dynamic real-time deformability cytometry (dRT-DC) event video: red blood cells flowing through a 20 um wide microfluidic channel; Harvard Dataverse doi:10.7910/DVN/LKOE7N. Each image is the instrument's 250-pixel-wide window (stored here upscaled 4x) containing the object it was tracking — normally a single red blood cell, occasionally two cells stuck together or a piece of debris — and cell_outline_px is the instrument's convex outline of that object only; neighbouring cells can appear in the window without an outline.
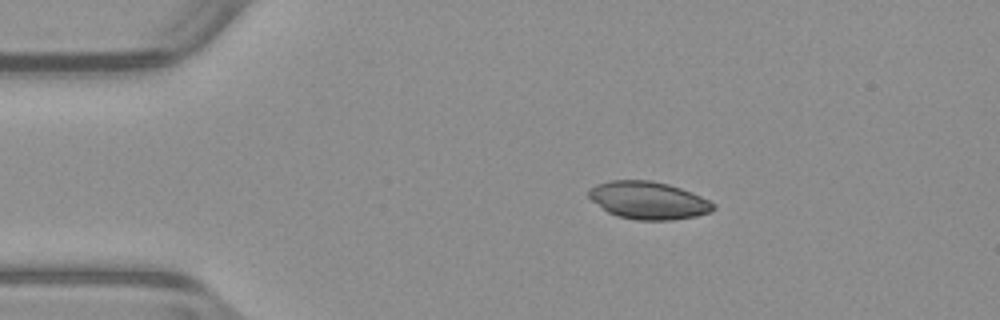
{"species": "common noctule bat (a hibernating species)", "species_latin": "Nyctalus noctula", "temperature_condition": "warm", "stored_images_in_passage": 43, "camera_frame_rate_fps": 3000, "um_per_image_px": 0.085, "animal": {"sex": "male", "body_mass_g": 23.1, "forearm_length_mm": 52.7}, "frame": {"image": 1, "passage_image": 1, "time_ms": 0.0, "image_size_px": [1000, 320], "cell_outline_px": [[716, 208], [712, 212], [696, 216], [672, 220], [636, 220], [616, 216], [608, 212], [592, 200], [588, 196], [588, 188], [596, 184], [612, 180], [652, 180], [668, 184], [692, 192], [716, 204]], "centroid_in_image_um": [55.12, 17.03], "position_along_channel_um": 29.9, "area_um2": 27.46}}
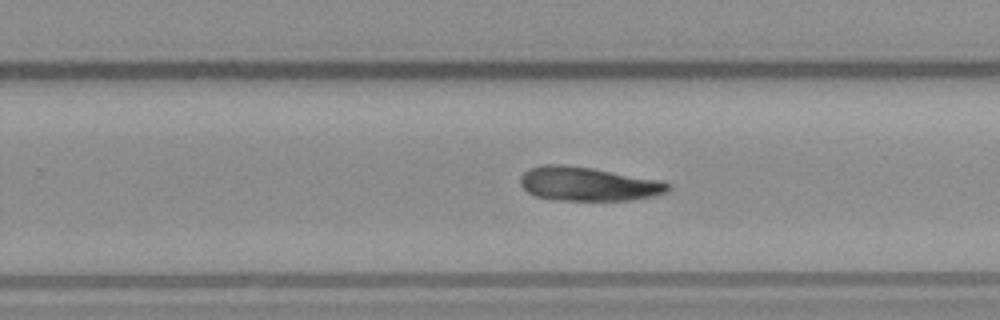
{"frame": {"image": 2, "passage_image": 24, "time_ms": 7.667, "image_size_px": [1000, 320], "cell_outline_px": [[672, 188], [668, 192], [652, 196], [632, 200], [552, 200], [536, 196], [528, 192], [520, 184], [520, 176], [528, 168], [540, 164], [560, 164], [592, 168], [660, 180], [672, 184]], "centroid_in_image_um": [49.98, 15.63], "position_along_channel_um": 279.8, "area_um2": 29.42}}
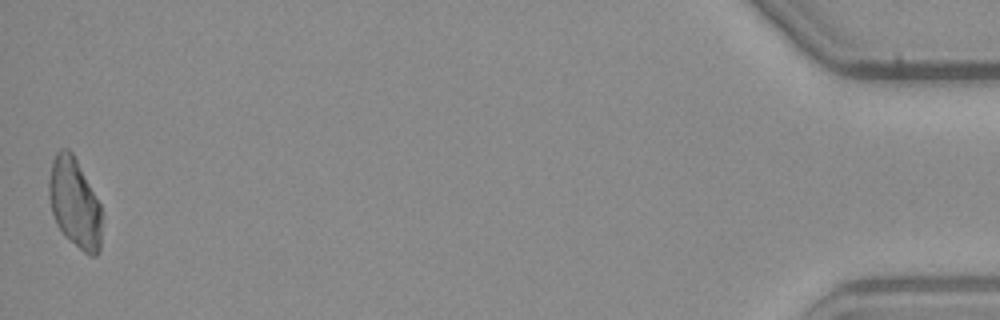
{"frame": {"image": 3, "passage_image": 43, "time_ms": 14.0, "image_size_px": [1000, 320], "cell_outline_px": [[100, 252], [96, 256], [92, 256], [84, 252], [64, 236], [56, 224], [52, 212], [48, 196], [48, 180], [52, 160], [56, 152], [60, 148], [68, 148], [72, 152], [100, 204]], "centroid_in_image_um": [6.3, 17.25], "position_along_channel_um": 428.9, "area_um2": 27.51}, "authors_computed_cell_mechanics": {"area_um2": 29.0156, "velocity_mm_per_s": 3.9476, "shape_relaxation_time_tau1_ms": null, "shape_relaxation_time_tau2_ms": 3.2383, "deformation_change_tau1": null, "deformation_change_tau2": 0.0943}}